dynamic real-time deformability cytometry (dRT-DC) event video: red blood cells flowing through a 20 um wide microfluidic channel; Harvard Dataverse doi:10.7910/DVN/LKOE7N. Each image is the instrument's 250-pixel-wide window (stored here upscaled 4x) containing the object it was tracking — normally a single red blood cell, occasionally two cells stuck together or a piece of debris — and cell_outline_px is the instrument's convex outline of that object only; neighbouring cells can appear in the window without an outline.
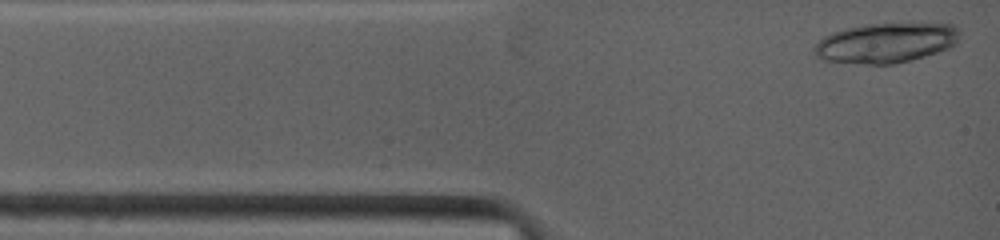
{"species": "common noctule bat (a hibernating species)", "species_latin": "Nyctalus noctula", "temperature_condition": "warm", "stored_images_in_passage": 3, "camera_frame_rate_fps": 4500, "um_per_image_px": 0.085, "animal": {"sex": "female", "body_mass_g": 19.0, "forearm_length_mm": 53.3}, "frame": {"image": 1, "passage_image": 1, "time_ms": 0.0, "image_size_px": [1000, 240], "cell_outline_px": [[960, 32], [956, 44], [952, 48], [912, 60], [892, 64], [868, 64], [824, 60], [816, 56], [812, 52], [812, 48], [824, 36], [832, 32], [864, 24], [952, 24], [960, 28]], "centroid_in_image_um": [75.33, 3.65], "position_along_channel_um": 9.7, "area_um2": 33.87}}